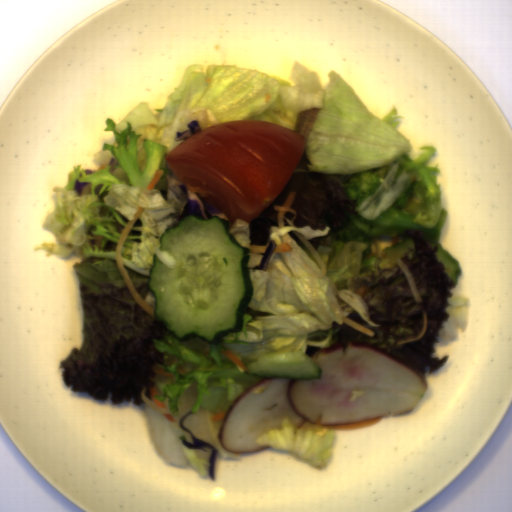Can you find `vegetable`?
Segmentation results:
<instances>
[{
  "mask_svg": "<svg viewBox=\"0 0 512 512\" xmlns=\"http://www.w3.org/2000/svg\"><path fill=\"white\" fill-rule=\"evenodd\" d=\"M326 86L315 70L295 60L289 79L236 65H190L153 113L141 102L120 122L107 118L104 131L115 143H103L94 159L105 168L87 174L73 166L69 182L54 186L56 208L42 223L60 241L34 248L45 256L75 253L73 264L82 303V347L72 348L59 369L71 392H87L95 400L119 404L133 398L144 404L150 439L161 458L210 479L212 452L193 444L178 422L200 408L227 413L245 390L266 376L249 373L221 351H230L247 367L264 354H314L340 343L375 346L401 360L424 379L437 373L449 356H437L467 330L468 297L456 294L457 282L435 254L449 216L443 207L436 147L421 146L411 159L412 142L397 130L395 106L383 118L372 114L342 76L327 73ZM320 108L305 151L287 185L248 224L232 223L228 232L242 246L289 243L293 251L273 253L266 271L252 270L264 253L250 254L254 294L243 315L241 332L228 333L219 344L195 337L186 342L167 330L162 320L143 311L133 299L116 264L122 230L130 229L120 251L123 266L138 294L152 307L148 288L156 253L168 267L175 260L160 251L166 229L186 200L168 189L172 171L169 151L184 141L175 132L192 120L202 129L226 121L257 119L294 131L300 111ZM120 161L113 174L108 162ZM165 175L153 190L145 189L155 170ZM90 182L76 196L74 182ZM297 192L292 208L295 227L279 211L289 191ZM154 388L167 409L158 408ZM222 420L212 421L219 431Z\"/></svg>",
  "mask_w": 512,
  "mask_h": 512,
  "instance_id": "obj_1",
  "label": "vegetable"
},
{
  "mask_svg": "<svg viewBox=\"0 0 512 512\" xmlns=\"http://www.w3.org/2000/svg\"><path fill=\"white\" fill-rule=\"evenodd\" d=\"M319 427L306 419L300 427H296L291 418L284 416L280 428L266 430L255 439L259 447L269 446L276 450L292 451L305 459L316 469L326 467L333 453L335 429Z\"/></svg>",
  "mask_w": 512,
  "mask_h": 512,
  "instance_id": "obj_2",
  "label": "vegetable"
}]
</instances>
